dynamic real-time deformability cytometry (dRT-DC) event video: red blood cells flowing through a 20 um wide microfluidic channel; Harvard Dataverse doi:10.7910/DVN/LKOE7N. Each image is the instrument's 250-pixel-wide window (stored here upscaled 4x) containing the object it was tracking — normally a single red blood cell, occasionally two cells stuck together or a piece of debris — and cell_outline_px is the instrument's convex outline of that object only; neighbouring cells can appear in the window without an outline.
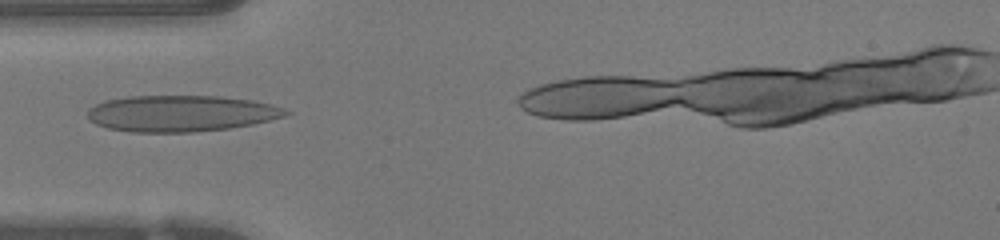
{"species": "human", "species_latin": "Homo sapiens", "temperature_condition": "warm", "stored_images_in_passage": 29, "camera_frame_rate_fps": 3000, "um_per_image_px": 0.085, "donor": {"sex": "female"}, "frame": {"image": 1, "passage_image": 5, "time_ms": 1.333, "image_size_px": [1000, 240], "cell_outline_px": [[292, 112], [284, 116], [252, 124], [228, 128], [196, 132], [132, 132], [108, 128], [96, 124], [88, 120], [88, 108], [104, 100], [128, 96], [220, 96], [252, 100], [284, 108]], "centroid_in_image_um": [15.34, 9.64], "position_along_channel_um": 69.7, "area_um2": 41.91}}
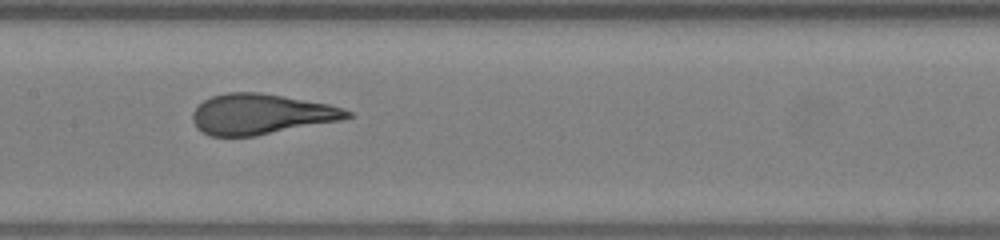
{"frame": {"image": 2, "passage_image": 13, "time_ms": 4.0, "image_size_px": [1000, 240], "cell_outline_px": [[356, 116], [340, 120], [256, 136], [212, 136], [196, 128], [192, 120], [192, 112], [204, 100], [212, 96], [228, 92], [260, 92], [284, 96], [328, 104], [352, 112]], "centroid_in_image_um": [22.17, 9.7], "position_along_channel_um": 185.2, "area_um2": 36.3}}
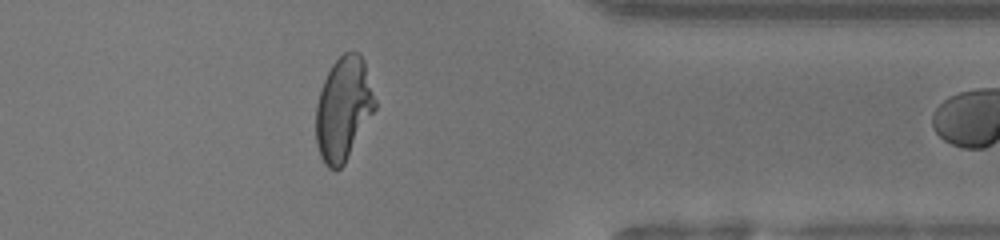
{"frame": {"image": 3, "passage_image": 28, "time_ms": 9.0, "image_size_px": [1000, 240], "cell_outline_px": [[376, 108], [344, 164], [336, 172], [328, 168], [324, 164], [320, 156], [316, 144], [316, 104], [324, 80], [332, 64], [344, 52], [360, 52], [364, 60], [376, 100]], "centroid_in_image_um": [29.19, 9.26], "position_along_channel_um": 382.2, "area_um2": 35.66}}